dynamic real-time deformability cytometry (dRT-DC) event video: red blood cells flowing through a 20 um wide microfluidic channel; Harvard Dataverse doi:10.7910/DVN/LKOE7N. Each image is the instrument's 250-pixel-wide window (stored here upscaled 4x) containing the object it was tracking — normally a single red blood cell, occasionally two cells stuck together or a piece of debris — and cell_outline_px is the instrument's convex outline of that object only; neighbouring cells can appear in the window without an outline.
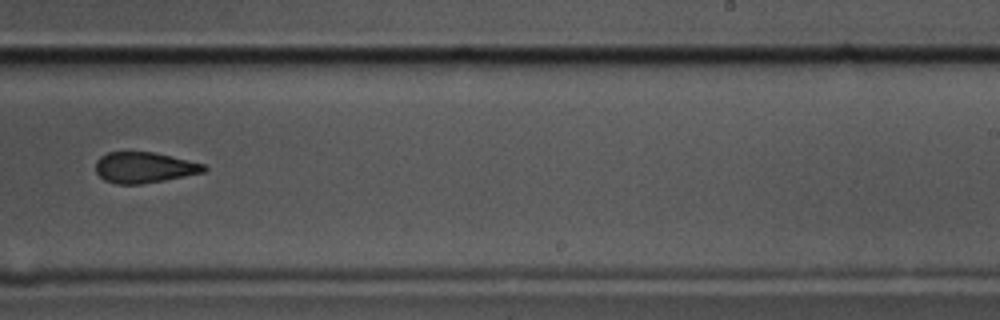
{"species": "common noctule bat (a hibernating species)", "species_latin": "Nyctalus noctula", "temperature_condition": "cold", "stored_images_in_passage": 9, "camera_frame_rate_fps": 3000, "um_per_image_px": 0.085, "animal": {"sex": "male", "body_mass_g": 17.5, "forearm_length_mm": 52.3}, "frame": {"image": 1, "passage_image": 6, "time_ms": 1.667, "image_size_px": [1000, 320], "cell_outline_px": [[208, 168], [204, 172], [164, 180], [140, 184], [116, 184], [104, 180], [96, 172], [96, 160], [100, 156], [108, 152], [152, 152], [204, 164]], "centroid_in_image_um": [12.22, 14.24], "position_along_channel_um": 276.8, "area_um2": 19.25}}
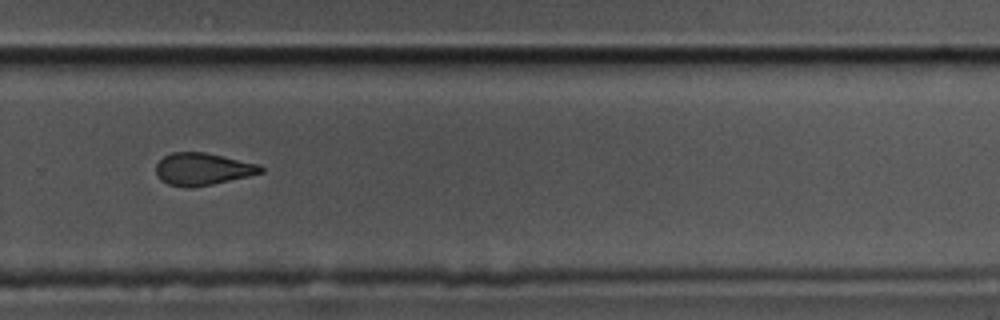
{"frame": {"image": 2, "passage_image": 7, "time_ms": 2.0, "image_size_px": [1000, 320], "cell_outline_px": [[264, 172], [248, 176], [212, 184], [192, 188], [188, 188], [168, 184], [160, 180], [156, 172], [156, 164], [164, 156], [172, 152], [204, 152], [224, 156], [260, 164], [264, 168]], "centroid_in_image_um": [17.23, 14.37], "position_along_channel_um": 312.6, "area_um2": 19.77}}
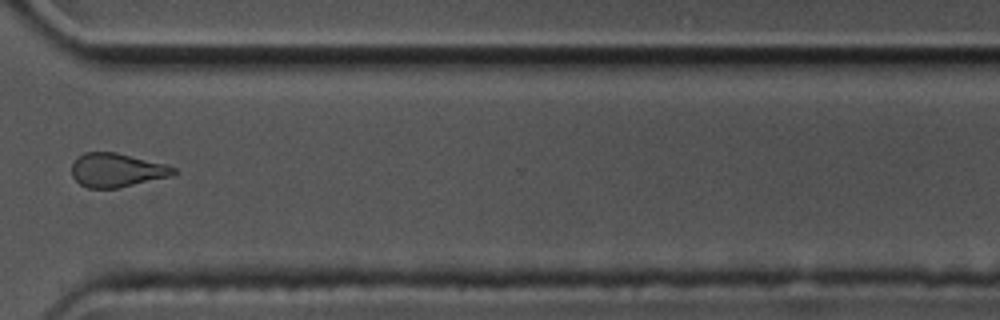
{"frame": {"image": 3, "passage_image": 8, "time_ms": 2.333, "image_size_px": [1000, 320], "cell_outline_px": [[176, 172], [172, 176], [120, 188], [88, 188], [80, 184], [72, 176], [72, 164], [84, 152], [116, 152], [168, 164], [176, 168]], "centroid_in_image_um": [9.97, 14.46], "position_along_channel_um": 360.6, "area_um2": 20.23}}